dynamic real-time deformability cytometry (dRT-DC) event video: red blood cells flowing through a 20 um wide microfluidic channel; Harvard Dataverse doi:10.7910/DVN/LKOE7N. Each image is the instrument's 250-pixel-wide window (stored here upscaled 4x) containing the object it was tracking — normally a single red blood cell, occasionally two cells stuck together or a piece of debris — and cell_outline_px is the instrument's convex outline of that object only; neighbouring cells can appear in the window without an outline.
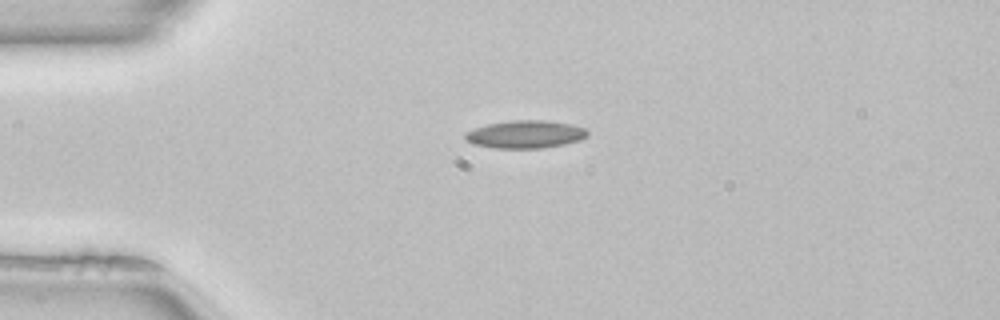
{"species": "common noctule bat (a hibernating species)", "species_latin": "Nyctalus noctula", "temperature_condition": "room temperature", "stored_images_in_passage": 40, "camera_frame_rate_fps": 3000, "um_per_image_px": 0.085, "animal": {"sex": "female", "body_mass_g": 22.7, "forearm_length_mm": 54.2}, "frame": {"image": 1, "passage_image": 1, "time_ms": 0.0, "image_size_px": [1000, 320], "cell_outline_px": [[588, 136], [580, 140], [564, 144], [540, 148], [496, 148], [472, 144], [464, 140], [464, 132], [472, 128], [488, 124], [512, 120], [544, 120], [572, 124], [584, 128], [588, 132]], "centroid_in_image_um": [44.61, 11.41], "position_along_channel_um": 40.4, "area_um2": 19.94}, "authors_computed_cell_mechanics": {"area_um2": 18.0914, "velocity_mm_per_s": 4.0246, "shape_relaxation_time_tau1_ms": 10.4806, "shape_relaxation_time_tau2_ms": 4.2781, "deformation_change_tau1": 0.2407, "deformation_change_tau2": 0.128}}